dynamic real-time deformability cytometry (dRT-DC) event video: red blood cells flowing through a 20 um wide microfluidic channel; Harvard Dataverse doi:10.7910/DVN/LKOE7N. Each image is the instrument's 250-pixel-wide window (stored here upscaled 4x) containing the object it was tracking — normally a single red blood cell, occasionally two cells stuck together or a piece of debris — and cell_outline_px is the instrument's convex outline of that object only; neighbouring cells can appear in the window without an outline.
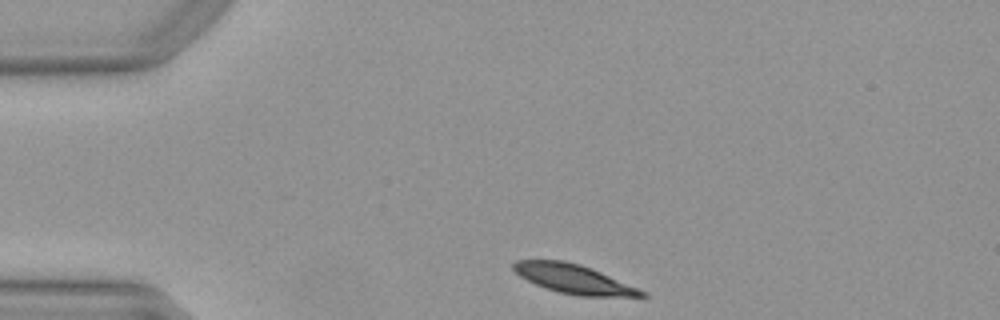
{"species": "Egyptian fruit bat (a non-hibernating species)", "species_latin": "Rousettus aegyptiacus", "temperature_condition": "warm", "stored_images_in_passage": 33, "camera_frame_rate_fps": 3000, "um_per_image_px": 0.085, "animal": {"sex": "female"}, "frame": {"image": 1, "passage_image": 1, "time_ms": 0.0, "image_size_px": [1000, 320], "cell_outline_px": [[648, 296], [580, 296], [560, 292], [536, 284], [520, 276], [512, 268], [512, 264], [516, 260], [564, 260], [580, 264], [592, 268], [648, 292]], "centroid_in_image_um": [48.79, 23.7], "position_along_channel_um": 36.2, "area_um2": 21.56}}
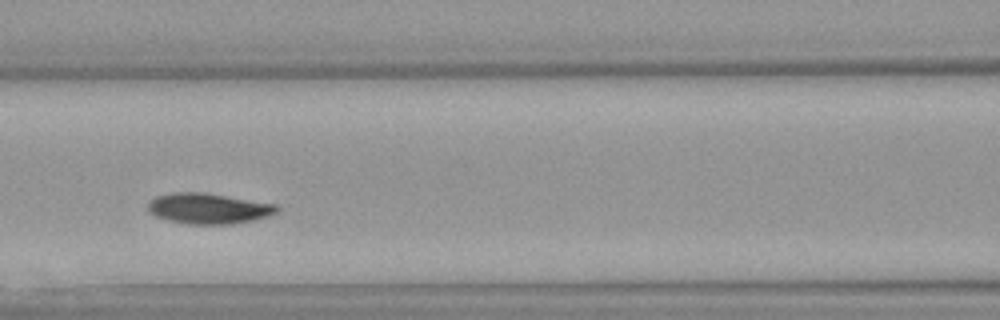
{"frame": {"image": 2, "passage_image": 13, "time_ms": 4.0, "image_size_px": [1000, 320], "cell_outline_px": [[280, 208], [276, 212], [268, 216], [256, 220], [232, 224], [188, 224], [168, 220], [156, 216], [148, 212], [148, 204], [156, 196], [176, 192], [200, 192], [276, 204]], "centroid_in_image_um": [17.73, 17.73], "position_along_channel_um": 148.9, "area_um2": 22.83}}
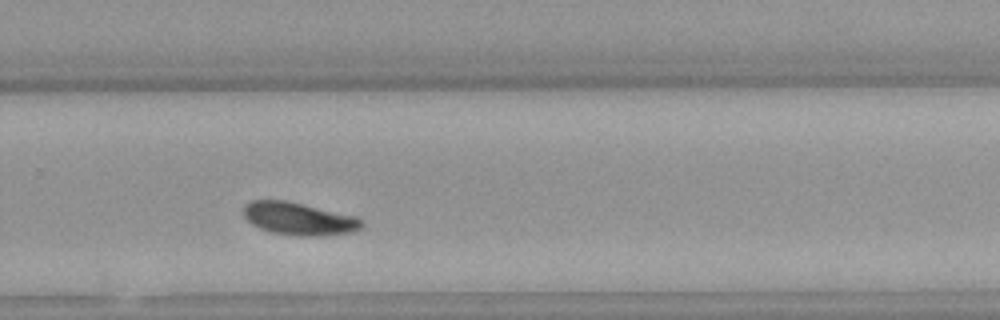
{"frame": {"image": 3, "passage_image": 25, "time_ms": 8.0, "image_size_px": [1000, 320], "cell_outline_px": [[364, 224], [360, 228], [352, 232], [320, 236], [296, 236], [272, 232], [260, 228], [252, 224], [244, 216], [244, 204], [252, 200], [284, 200], [356, 216]], "centroid_in_image_um": [25.39, 18.59], "position_along_channel_um": 304.4, "area_um2": 22.31}, "authors_computed_cell_mechanics": {"area_um2": 22.5998, "velocity_mm_per_s": 3.9066, "shape_relaxation_time_tau1_ms": 2.3057, "shape_relaxation_time_tau2_ms": null, "deformation_change_tau1": 0.11, "deformation_change_tau2": null}}